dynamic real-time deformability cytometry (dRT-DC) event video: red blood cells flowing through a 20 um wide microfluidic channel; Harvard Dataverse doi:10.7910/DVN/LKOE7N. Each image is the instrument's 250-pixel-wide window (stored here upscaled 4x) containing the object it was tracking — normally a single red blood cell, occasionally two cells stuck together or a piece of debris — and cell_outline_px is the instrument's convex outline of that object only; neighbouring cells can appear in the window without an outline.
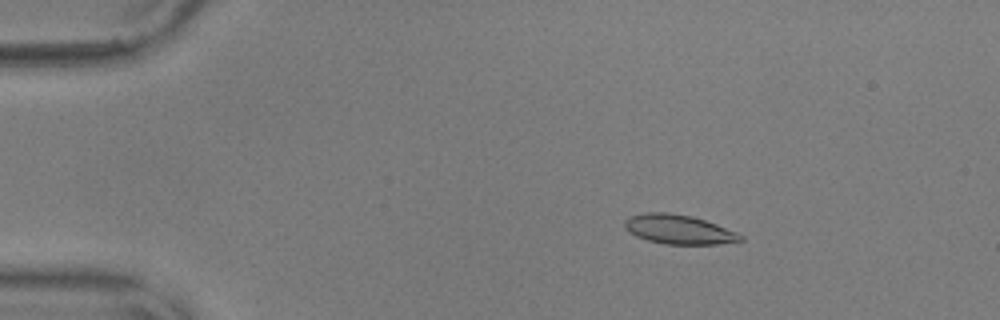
{"species": "common noctule bat (a hibernating species)", "species_latin": "Nyctalus noctula", "temperature_condition": "warm", "stored_images_in_passage": 55, "camera_frame_rate_fps": 3000, "um_per_image_px": 0.085, "animal": {"sex": "male", "body_mass_g": 17.9, "forearm_length_mm": 54.2}, "frame": {"image": 1, "passage_image": 9, "time_ms": 2.667, "image_size_px": [1000, 320], "cell_outline_px": [[744, 240], [716, 244], [664, 244], [648, 240], [636, 236], [624, 228], [624, 220], [632, 216], [648, 212], [668, 212], [692, 216], [716, 224], [736, 232], [744, 236]], "centroid_in_image_um": [57.69, 19.5], "position_along_channel_um": 27.3, "area_um2": 19.65}}
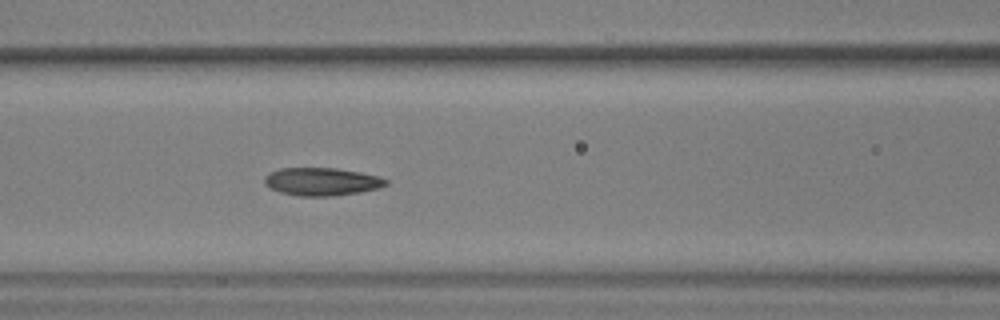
{"frame": {"image": 2, "passage_image": 24, "time_ms": 7.667, "image_size_px": [1000, 320], "cell_outline_px": [[388, 184], [380, 188], [360, 192], [332, 196], [296, 196], [280, 192], [264, 184], [264, 176], [268, 172], [280, 168], [336, 168], [360, 172], [380, 176], [388, 180]], "centroid_in_image_um": [27.35, 15.43], "position_along_channel_um": 139.2, "area_um2": 19.94}}
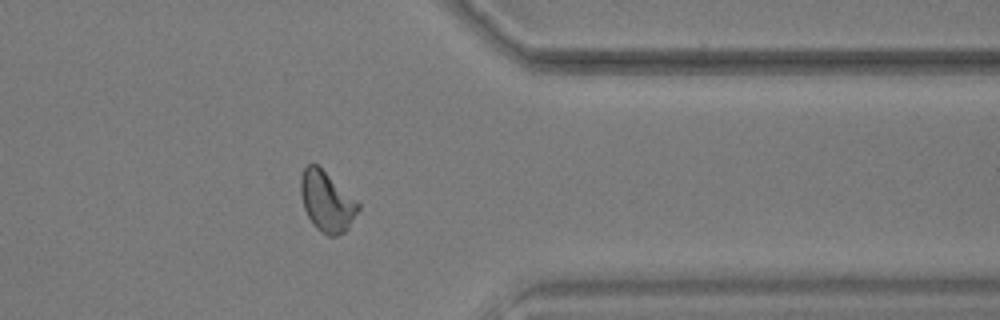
{"frame": {"image": 3, "passage_image": 45, "time_ms": 14.667, "image_size_px": [1000, 320], "cell_outline_px": [[360, 208], [348, 228], [344, 232], [336, 236], [328, 236], [316, 228], [312, 224], [304, 208], [300, 192], [300, 176], [304, 168], [308, 164], [316, 164], [356, 200], [360, 204]], "centroid_in_image_um": [27.76, 17.15], "position_along_channel_um": 383.6, "area_um2": 19.94}, "authors_computed_cell_mechanics": {"area_um2": 19.5364, "velocity_mm_per_s": 3.6194, "shape_relaxation_time_tau1_ms": 5.4942, "shape_relaxation_time_tau2_ms": 2.0219, "deformation_change_tau1": 0.1753, "deformation_change_tau2": 0.0885}}